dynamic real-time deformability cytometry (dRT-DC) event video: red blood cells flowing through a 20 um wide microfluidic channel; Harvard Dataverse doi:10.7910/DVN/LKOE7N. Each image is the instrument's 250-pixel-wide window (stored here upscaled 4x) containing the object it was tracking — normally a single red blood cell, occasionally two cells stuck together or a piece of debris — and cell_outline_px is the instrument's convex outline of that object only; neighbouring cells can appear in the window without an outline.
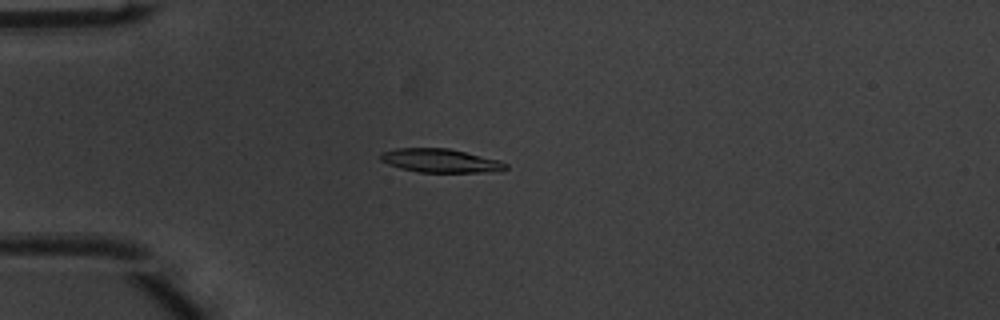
{"species": "common noctule bat (a hibernating species)", "species_latin": "Nyctalus noctula", "temperature_condition": "warm", "stored_images_in_passage": 52, "camera_frame_rate_fps": 3000, "um_per_image_px": 0.085, "animal": {"sex": "male", "body_mass_g": 20.1, "forearm_length_mm": 53.5}, "frame": {"image": 1, "passage_image": 15, "time_ms": 4.667, "image_size_px": [1000, 320], "cell_outline_px": [[508, 168], [480, 172], [420, 172], [400, 168], [388, 164], [380, 160], [380, 152], [396, 148], [448, 148], [500, 160], [508, 164]], "centroid_in_image_um": [37.38, 13.64], "position_along_channel_um": 47.6, "area_um2": 17.11}}
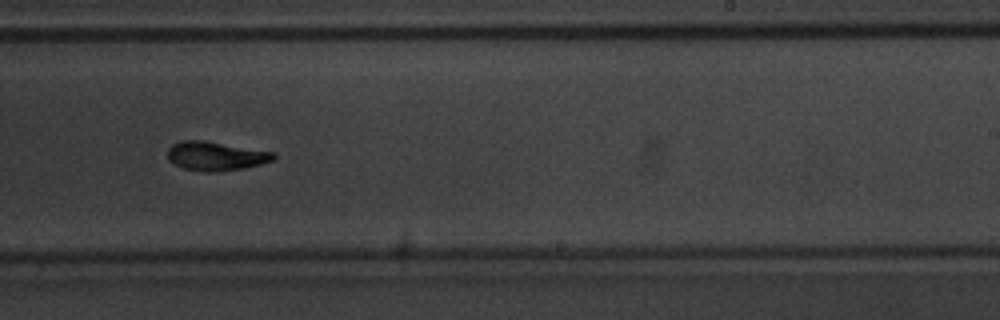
{"frame": {"image": 2, "passage_image": 33, "time_ms": 10.667, "image_size_px": [1000, 320], "cell_outline_px": [[276, 156], [272, 160], [260, 164], [244, 168], [216, 172], [208, 172], [184, 168], [168, 160], [168, 148], [172, 144], [180, 140], [204, 140], [276, 152]], "centroid_in_image_um": [18.34, 13.25], "position_along_channel_um": 270.7, "area_um2": 17.92}}
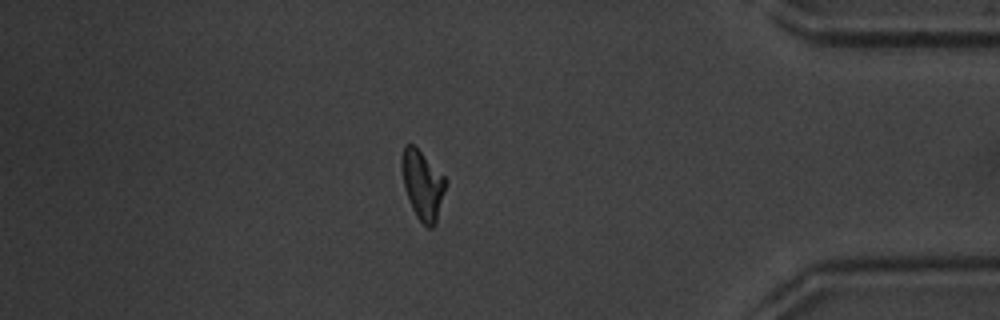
{"frame": {"image": 3, "passage_image": 45, "time_ms": 14.667, "image_size_px": [1000, 320], "cell_outline_px": [[448, 184], [436, 220], [432, 228], [428, 228], [416, 216], [412, 208], [404, 188], [400, 164], [400, 156], [404, 144], [412, 144], [448, 180]], "centroid_in_image_um": [35.9, 15.7], "position_along_channel_um": 399.3, "area_um2": 17.69}, "authors_computed_cell_mechanics": {"area_um2": 17.3978, "velocity_mm_per_s": 4.0172, "shape_relaxation_time_tau1_ms": 3.5631, "shape_relaxation_time_tau2_ms": 4.432, "deformation_change_tau1": 0.1549, "deformation_change_tau2": 0.1125}}